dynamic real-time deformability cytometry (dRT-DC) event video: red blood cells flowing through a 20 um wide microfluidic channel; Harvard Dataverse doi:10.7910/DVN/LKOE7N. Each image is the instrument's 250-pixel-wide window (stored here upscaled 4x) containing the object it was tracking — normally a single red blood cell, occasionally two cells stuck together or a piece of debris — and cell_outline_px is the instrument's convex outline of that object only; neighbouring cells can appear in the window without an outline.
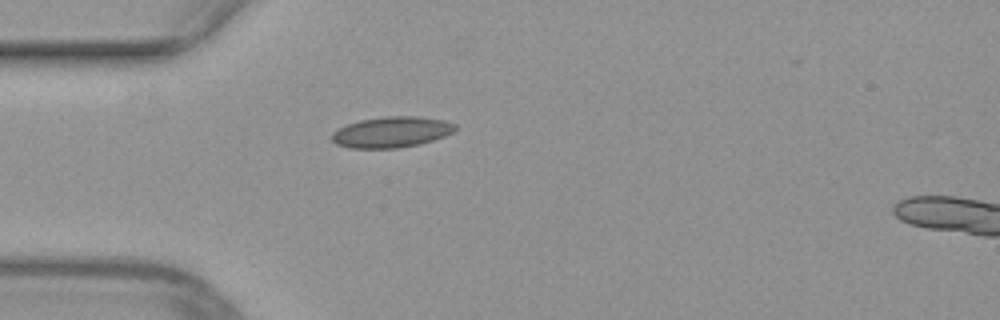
{"species": "common noctule bat (a hibernating species)", "species_latin": "Nyctalus noctula", "temperature_condition": "warm", "stored_images_in_passage": 35, "camera_frame_rate_fps": 3000, "um_per_image_px": 0.085, "animal": {"sex": "female", "body_mass_g": 29.2, "forearm_length_mm": 56.3}, "frame": {"image": 1, "passage_image": 1, "time_ms": 0.0, "image_size_px": [1000, 320], "cell_outline_px": [[456, 128], [452, 132], [444, 136], [420, 144], [400, 148], [348, 148], [336, 144], [332, 140], [332, 132], [348, 124], [360, 120], [388, 116], [416, 116], [444, 120], [456, 124]], "centroid_in_image_um": [33.28, 11.23], "position_along_channel_um": 51.7, "area_um2": 22.08}}
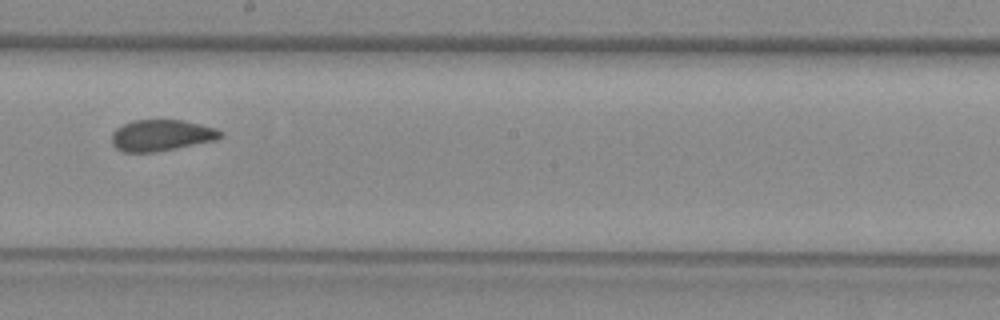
{"frame": {"image": 2, "passage_image": 15, "time_ms": 4.667, "image_size_px": [1000, 320], "cell_outline_px": [[224, 136], [216, 140], [156, 152], [124, 152], [116, 148], [112, 144], [112, 132], [116, 128], [132, 120], [184, 120], [216, 128], [224, 132]], "centroid_in_image_um": [13.74, 11.5], "position_along_channel_um": 234.5, "area_um2": 19.94}}
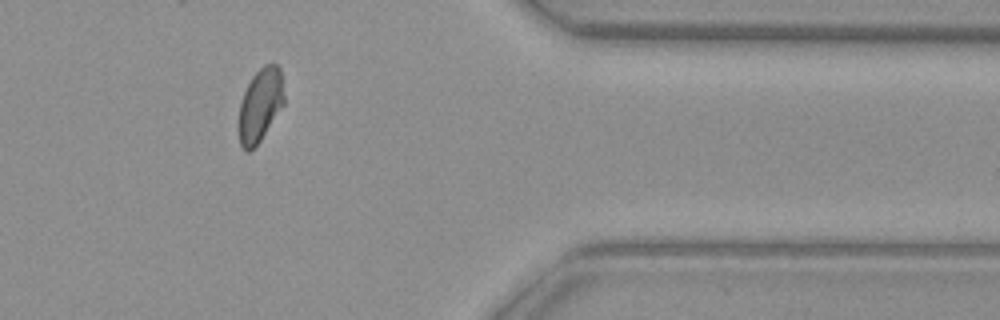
{"frame": {"image": 3, "passage_image": 28, "time_ms": 9.0, "image_size_px": [1000, 320], "cell_outline_px": [[284, 104], [260, 140], [248, 152], [244, 152], [240, 144], [240, 104], [244, 92], [252, 76], [264, 64], [276, 64], [280, 68], [284, 96]], "centroid_in_image_um": [22.13, 8.9], "position_along_channel_um": 389.3, "area_um2": 18.9}}